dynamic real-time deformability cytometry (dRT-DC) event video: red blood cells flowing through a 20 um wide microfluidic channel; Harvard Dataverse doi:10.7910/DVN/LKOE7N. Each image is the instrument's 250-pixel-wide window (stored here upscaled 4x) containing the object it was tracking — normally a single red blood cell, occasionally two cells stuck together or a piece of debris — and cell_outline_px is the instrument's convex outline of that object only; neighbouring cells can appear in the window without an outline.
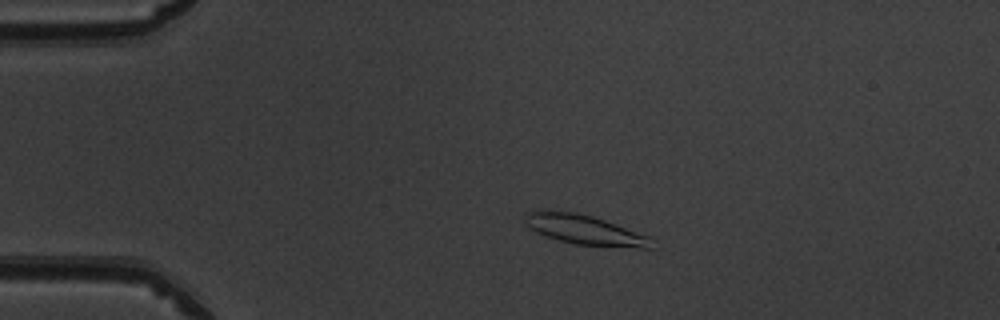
{"species": "common noctule bat (a hibernating species)", "species_latin": "Nyctalus noctula", "temperature_condition": "warm", "stored_images_in_passage": 46, "camera_frame_rate_fps": 3000, "um_per_image_px": 0.085, "animal": {"sex": "male", "body_mass_g": 19.5, "forearm_length_mm": 54.6}, "frame": {"image": 1, "passage_image": 6, "time_ms": 1.667, "image_size_px": [1000, 320], "cell_outline_px": [[652, 248], [640, 248], [576, 244], [544, 236], [536, 232], [524, 220], [524, 216], [528, 212], [540, 208], [544, 208], [576, 212], [592, 216], [604, 220], [648, 236]], "centroid_in_image_um": [49.6, 19.49], "position_along_channel_um": 35.4, "area_um2": 21.79}}
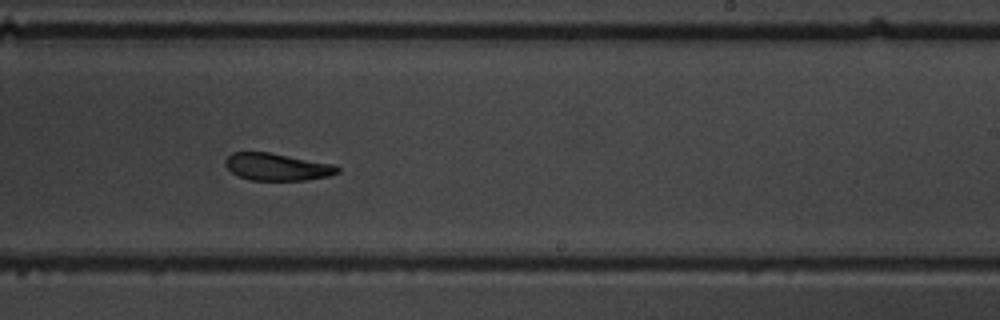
{"frame": {"image": 2, "passage_image": 27, "time_ms": 8.667, "image_size_px": [1000, 320], "cell_outline_px": [[340, 172], [328, 176], [304, 180], [248, 180], [232, 172], [224, 164], [224, 160], [232, 152], [268, 152], [332, 164], [340, 168]], "centroid_in_image_um": [23.52, 14.18], "position_along_channel_um": 265.5, "area_um2": 17.63}}
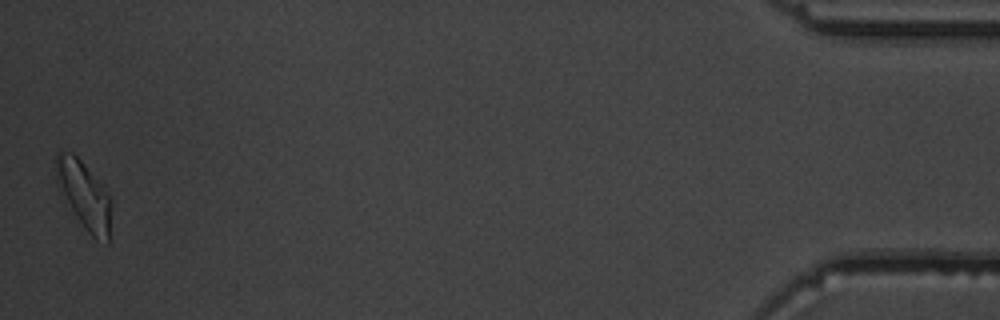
{"frame": {"image": 3, "passage_image": 46, "time_ms": 15.0, "image_size_px": [1000, 320], "cell_outline_px": [[112, 204], [108, 244], [96, 240], [88, 232], [76, 216], [60, 188], [56, 176], [56, 152], [72, 152], [80, 160], [108, 192]], "centroid_in_image_um": [7.2, 16.61], "position_along_channel_um": 428.0, "area_um2": 21.21}, "authors_computed_cell_mechanics": {"area_um2": 19.652, "velocity_mm_per_s": 3.9447, "shape_relaxation_time_tau1_ms": 5.3504, "shape_relaxation_time_tau2_ms": 3.7193, "deformation_change_tau1": 0.1599, "deformation_change_tau2": 0.1029}}